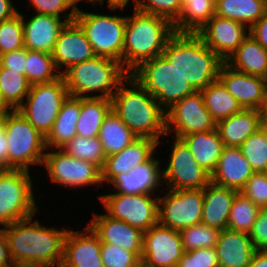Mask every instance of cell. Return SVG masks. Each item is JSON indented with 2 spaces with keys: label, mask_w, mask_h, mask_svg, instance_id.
<instances>
[{
  "label": "cell",
  "mask_w": 267,
  "mask_h": 267,
  "mask_svg": "<svg viewBox=\"0 0 267 267\" xmlns=\"http://www.w3.org/2000/svg\"><path fill=\"white\" fill-rule=\"evenodd\" d=\"M27 49H17L0 55V65L3 68L11 71H19L20 74L25 75Z\"/></svg>",
  "instance_id": "50"
},
{
  "label": "cell",
  "mask_w": 267,
  "mask_h": 267,
  "mask_svg": "<svg viewBox=\"0 0 267 267\" xmlns=\"http://www.w3.org/2000/svg\"><path fill=\"white\" fill-rule=\"evenodd\" d=\"M75 21L84 30L96 56L122 63L127 16L84 12L77 8Z\"/></svg>",
  "instance_id": "8"
},
{
  "label": "cell",
  "mask_w": 267,
  "mask_h": 267,
  "mask_svg": "<svg viewBox=\"0 0 267 267\" xmlns=\"http://www.w3.org/2000/svg\"><path fill=\"white\" fill-rule=\"evenodd\" d=\"M249 236L256 250H267V208H260Z\"/></svg>",
  "instance_id": "49"
},
{
  "label": "cell",
  "mask_w": 267,
  "mask_h": 267,
  "mask_svg": "<svg viewBox=\"0 0 267 267\" xmlns=\"http://www.w3.org/2000/svg\"><path fill=\"white\" fill-rule=\"evenodd\" d=\"M22 14L0 22V55L24 48Z\"/></svg>",
  "instance_id": "43"
},
{
  "label": "cell",
  "mask_w": 267,
  "mask_h": 267,
  "mask_svg": "<svg viewBox=\"0 0 267 267\" xmlns=\"http://www.w3.org/2000/svg\"><path fill=\"white\" fill-rule=\"evenodd\" d=\"M184 251L216 247L220 230L205 224H196L180 231Z\"/></svg>",
  "instance_id": "41"
},
{
  "label": "cell",
  "mask_w": 267,
  "mask_h": 267,
  "mask_svg": "<svg viewBox=\"0 0 267 267\" xmlns=\"http://www.w3.org/2000/svg\"><path fill=\"white\" fill-rule=\"evenodd\" d=\"M24 17L22 14L25 48L52 54L60 32L68 22L53 15L38 13L27 21Z\"/></svg>",
  "instance_id": "24"
},
{
  "label": "cell",
  "mask_w": 267,
  "mask_h": 267,
  "mask_svg": "<svg viewBox=\"0 0 267 267\" xmlns=\"http://www.w3.org/2000/svg\"><path fill=\"white\" fill-rule=\"evenodd\" d=\"M259 211L251 199L238 192L232 202L227 228L249 234Z\"/></svg>",
  "instance_id": "39"
},
{
  "label": "cell",
  "mask_w": 267,
  "mask_h": 267,
  "mask_svg": "<svg viewBox=\"0 0 267 267\" xmlns=\"http://www.w3.org/2000/svg\"><path fill=\"white\" fill-rule=\"evenodd\" d=\"M87 224L99 237L101 243L119 245L125 250L136 253L140 258L143 248V232L125 221L112 218L106 214L93 213Z\"/></svg>",
  "instance_id": "21"
},
{
  "label": "cell",
  "mask_w": 267,
  "mask_h": 267,
  "mask_svg": "<svg viewBox=\"0 0 267 267\" xmlns=\"http://www.w3.org/2000/svg\"><path fill=\"white\" fill-rule=\"evenodd\" d=\"M31 88L26 75L11 71L0 65V92L12 110H17L25 101Z\"/></svg>",
  "instance_id": "37"
},
{
  "label": "cell",
  "mask_w": 267,
  "mask_h": 267,
  "mask_svg": "<svg viewBox=\"0 0 267 267\" xmlns=\"http://www.w3.org/2000/svg\"><path fill=\"white\" fill-rule=\"evenodd\" d=\"M263 0H216L215 15L243 23L248 29L265 13Z\"/></svg>",
  "instance_id": "35"
},
{
  "label": "cell",
  "mask_w": 267,
  "mask_h": 267,
  "mask_svg": "<svg viewBox=\"0 0 267 267\" xmlns=\"http://www.w3.org/2000/svg\"><path fill=\"white\" fill-rule=\"evenodd\" d=\"M139 0L135 10L158 15L168 19L172 24L179 18L183 3L181 0Z\"/></svg>",
  "instance_id": "45"
},
{
  "label": "cell",
  "mask_w": 267,
  "mask_h": 267,
  "mask_svg": "<svg viewBox=\"0 0 267 267\" xmlns=\"http://www.w3.org/2000/svg\"><path fill=\"white\" fill-rule=\"evenodd\" d=\"M249 35L267 49V9L264 15L249 28Z\"/></svg>",
  "instance_id": "51"
},
{
  "label": "cell",
  "mask_w": 267,
  "mask_h": 267,
  "mask_svg": "<svg viewBox=\"0 0 267 267\" xmlns=\"http://www.w3.org/2000/svg\"><path fill=\"white\" fill-rule=\"evenodd\" d=\"M247 28L241 22L214 15L196 34L225 62L249 35Z\"/></svg>",
  "instance_id": "17"
},
{
  "label": "cell",
  "mask_w": 267,
  "mask_h": 267,
  "mask_svg": "<svg viewBox=\"0 0 267 267\" xmlns=\"http://www.w3.org/2000/svg\"><path fill=\"white\" fill-rule=\"evenodd\" d=\"M12 263L13 261L9 253L6 239L5 226H2V228H0V267H6Z\"/></svg>",
  "instance_id": "52"
},
{
  "label": "cell",
  "mask_w": 267,
  "mask_h": 267,
  "mask_svg": "<svg viewBox=\"0 0 267 267\" xmlns=\"http://www.w3.org/2000/svg\"><path fill=\"white\" fill-rule=\"evenodd\" d=\"M200 91L204 105L216 123L237 114L243 109L219 79Z\"/></svg>",
  "instance_id": "36"
},
{
  "label": "cell",
  "mask_w": 267,
  "mask_h": 267,
  "mask_svg": "<svg viewBox=\"0 0 267 267\" xmlns=\"http://www.w3.org/2000/svg\"><path fill=\"white\" fill-rule=\"evenodd\" d=\"M32 182L29 171L0 170V225L7 226L36 215Z\"/></svg>",
  "instance_id": "9"
},
{
  "label": "cell",
  "mask_w": 267,
  "mask_h": 267,
  "mask_svg": "<svg viewBox=\"0 0 267 267\" xmlns=\"http://www.w3.org/2000/svg\"><path fill=\"white\" fill-rule=\"evenodd\" d=\"M254 173L239 147L224 146L211 182L240 192Z\"/></svg>",
  "instance_id": "25"
},
{
  "label": "cell",
  "mask_w": 267,
  "mask_h": 267,
  "mask_svg": "<svg viewBox=\"0 0 267 267\" xmlns=\"http://www.w3.org/2000/svg\"><path fill=\"white\" fill-rule=\"evenodd\" d=\"M32 6H34L36 13L53 15L59 18L61 12L64 13L65 21L73 22L75 21V16L77 12V6H75L71 0H29ZM69 13H65L66 10L70 9Z\"/></svg>",
  "instance_id": "46"
},
{
  "label": "cell",
  "mask_w": 267,
  "mask_h": 267,
  "mask_svg": "<svg viewBox=\"0 0 267 267\" xmlns=\"http://www.w3.org/2000/svg\"><path fill=\"white\" fill-rule=\"evenodd\" d=\"M262 119L267 122V97L261 109Z\"/></svg>",
  "instance_id": "59"
},
{
  "label": "cell",
  "mask_w": 267,
  "mask_h": 267,
  "mask_svg": "<svg viewBox=\"0 0 267 267\" xmlns=\"http://www.w3.org/2000/svg\"><path fill=\"white\" fill-rule=\"evenodd\" d=\"M81 98L69 95L63 102L51 131L45 137L47 150L62 148L77 135L76 127L80 116Z\"/></svg>",
  "instance_id": "30"
},
{
  "label": "cell",
  "mask_w": 267,
  "mask_h": 267,
  "mask_svg": "<svg viewBox=\"0 0 267 267\" xmlns=\"http://www.w3.org/2000/svg\"><path fill=\"white\" fill-rule=\"evenodd\" d=\"M101 259L104 267H140L141 258L119 245L101 243Z\"/></svg>",
  "instance_id": "44"
},
{
  "label": "cell",
  "mask_w": 267,
  "mask_h": 267,
  "mask_svg": "<svg viewBox=\"0 0 267 267\" xmlns=\"http://www.w3.org/2000/svg\"><path fill=\"white\" fill-rule=\"evenodd\" d=\"M162 55L186 81L200 91L218 80L224 61L194 33H174Z\"/></svg>",
  "instance_id": "3"
},
{
  "label": "cell",
  "mask_w": 267,
  "mask_h": 267,
  "mask_svg": "<svg viewBox=\"0 0 267 267\" xmlns=\"http://www.w3.org/2000/svg\"><path fill=\"white\" fill-rule=\"evenodd\" d=\"M98 138L107 157L119 153L138 137L111 110L100 127Z\"/></svg>",
  "instance_id": "34"
},
{
  "label": "cell",
  "mask_w": 267,
  "mask_h": 267,
  "mask_svg": "<svg viewBox=\"0 0 267 267\" xmlns=\"http://www.w3.org/2000/svg\"><path fill=\"white\" fill-rule=\"evenodd\" d=\"M111 103L112 111L137 137L151 138L160 144V137L167 135L164 108L130 75L119 85Z\"/></svg>",
  "instance_id": "2"
},
{
  "label": "cell",
  "mask_w": 267,
  "mask_h": 267,
  "mask_svg": "<svg viewBox=\"0 0 267 267\" xmlns=\"http://www.w3.org/2000/svg\"><path fill=\"white\" fill-rule=\"evenodd\" d=\"M184 253L178 230L157 223L143 234L141 263L144 267H177Z\"/></svg>",
  "instance_id": "16"
},
{
  "label": "cell",
  "mask_w": 267,
  "mask_h": 267,
  "mask_svg": "<svg viewBox=\"0 0 267 267\" xmlns=\"http://www.w3.org/2000/svg\"><path fill=\"white\" fill-rule=\"evenodd\" d=\"M61 149L70 156L95 164L100 169H102L106 158L98 137L87 138L76 135Z\"/></svg>",
  "instance_id": "40"
},
{
  "label": "cell",
  "mask_w": 267,
  "mask_h": 267,
  "mask_svg": "<svg viewBox=\"0 0 267 267\" xmlns=\"http://www.w3.org/2000/svg\"><path fill=\"white\" fill-rule=\"evenodd\" d=\"M203 203V189H167L158 198V223L178 231L200 224Z\"/></svg>",
  "instance_id": "12"
},
{
  "label": "cell",
  "mask_w": 267,
  "mask_h": 267,
  "mask_svg": "<svg viewBox=\"0 0 267 267\" xmlns=\"http://www.w3.org/2000/svg\"><path fill=\"white\" fill-rule=\"evenodd\" d=\"M18 13L12 0H0V22L11 19Z\"/></svg>",
  "instance_id": "54"
},
{
  "label": "cell",
  "mask_w": 267,
  "mask_h": 267,
  "mask_svg": "<svg viewBox=\"0 0 267 267\" xmlns=\"http://www.w3.org/2000/svg\"><path fill=\"white\" fill-rule=\"evenodd\" d=\"M216 0H186L179 18L173 23L175 33L196 34L214 15Z\"/></svg>",
  "instance_id": "33"
},
{
  "label": "cell",
  "mask_w": 267,
  "mask_h": 267,
  "mask_svg": "<svg viewBox=\"0 0 267 267\" xmlns=\"http://www.w3.org/2000/svg\"><path fill=\"white\" fill-rule=\"evenodd\" d=\"M25 66V75L31 85L51 82L61 76L50 53L27 49Z\"/></svg>",
  "instance_id": "38"
},
{
  "label": "cell",
  "mask_w": 267,
  "mask_h": 267,
  "mask_svg": "<svg viewBox=\"0 0 267 267\" xmlns=\"http://www.w3.org/2000/svg\"><path fill=\"white\" fill-rule=\"evenodd\" d=\"M95 56L92 45L81 26L76 21L67 23L60 32L52 53L57 70L62 74L70 66Z\"/></svg>",
  "instance_id": "19"
},
{
  "label": "cell",
  "mask_w": 267,
  "mask_h": 267,
  "mask_svg": "<svg viewBox=\"0 0 267 267\" xmlns=\"http://www.w3.org/2000/svg\"><path fill=\"white\" fill-rule=\"evenodd\" d=\"M45 152L42 166L52 182L66 187L100 185L101 169L95 164L68 155L63 149Z\"/></svg>",
  "instance_id": "13"
},
{
  "label": "cell",
  "mask_w": 267,
  "mask_h": 267,
  "mask_svg": "<svg viewBox=\"0 0 267 267\" xmlns=\"http://www.w3.org/2000/svg\"><path fill=\"white\" fill-rule=\"evenodd\" d=\"M215 248L219 267H248L257 251L248 233L228 228L220 231Z\"/></svg>",
  "instance_id": "26"
},
{
  "label": "cell",
  "mask_w": 267,
  "mask_h": 267,
  "mask_svg": "<svg viewBox=\"0 0 267 267\" xmlns=\"http://www.w3.org/2000/svg\"><path fill=\"white\" fill-rule=\"evenodd\" d=\"M78 231L68 230L60 267H104L99 237L88 225Z\"/></svg>",
  "instance_id": "20"
},
{
  "label": "cell",
  "mask_w": 267,
  "mask_h": 267,
  "mask_svg": "<svg viewBox=\"0 0 267 267\" xmlns=\"http://www.w3.org/2000/svg\"><path fill=\"white\" fill-rule=\"evenodd\" d=\"M218 79L244 109L261 110L267 97V80L239 72L225 62Z\"/></svg>",
  "instance_id": "18"
},
{
  "label": "cell",
  "mask_w": 267,
  "mask_h": 267,
  "mask_svg": "<svg viewBox=\"0 0 267 267\" xmlns=\"http://www.w3.org/2000/svg\"><path fill=\"white\" fill-rule=\"evenodd\" d=\"M248 267H267V250H257Z\"/></svg>",
  "instance_id": "55"
},
{
  "label": "cell",
  "mask_w": 267,
  "mask_h": 267,
  "mask_svg": "<svg viewBox=\"0 0 267 267\" xmlns=\"http://www.w3.org/2000/svg\"><path fill=\"white\" fill-rule=\"evenodd\" d=\"M240 192L259 208H267V177L263 172H255Z\"/></svg>",
  "instance_id": "48"
},
{
  "label": "cell",
  "mask_w": 267,
  "mask_h": 267,
  "mask_svg": "<svg viewBox=\"0 0 267 267\" xmlns=\"http://www.w3.org/2000/svg\"><path fill=\"white\" fill-rule=\"evenodd\" d=\"M237 193L236 190L212 182L204 187L201 223L220 231L226 229L232 202Z\"/></svg>",
  "instance_id": "27"
},
{
  "label": "cell",
  "mask_w": 267,
  "mask_h": 267,
  "mask_svg": "<svg viewBox=\"0 0 267 267\" xmlns=\"http://www.w3.org/2000/svg\"><path fill=\"white\" fill-rule=\"evenodd\" d=\"M158 145V142L151 138L138 137L119 153L107 156L101 169L102 183H109L116 175L128 173L148 161Z\"/></svg>",
  "instance_id": "22"
},
{
  "label": "cell",
  "mask_w": 267,
  "mask_h": 267,
  "mask_svg": "<svg viewBox=\"0 0 267 267\" xmlns=\"http://www.w3.org/2000/svg\"><path fill=\"white\" fill-rule=\"evenodd\" d=\"M33 218L31 216L5 226L13 263L60 267L68 230L45 227L38 220L32 222Z\"/></svg>",
  "instance_id": "1"
},
{
  "label": "cell",
  "mask_w": 267,
  "mask_h": 267,
  "mask_svg": "<svg viewBox=\"0 0 267 267\" xmlns=\"http://www.w3.org/2000/svg\"><path fill=\"white\" fill-rule=\"evenodd\" d=\"M261 110L242 109L237 114L217 123L216 130L224 146L239 147L250 135L259 130Z\"/></svg>",
  "instance_id": "28"
},
{
  "label": "cell",
  "mask_w": 267,
  "mask_h": 267,
  "mask_svg": "<svg viewBox=\"0 0 267 267\" xmlns=\"http://www.w3.org/2000/svg\"><path fill=\"white\" fill-rule=\"evenodd\" d=\"M265 175H266V177H267V168L265 169V171L263 172Z\"/></svg>",
  "instance_id": "62"
},
{
  "label": "cell",
  "mask_w": 267,
  "mask_h": 267,
  "mask_svg": "<svg viewBox=\"0 0 267 267\" xmlns=\"http://www.w3.org/2000/svg\"><path fill=\"white\" fill-rule=\"evenodd\" d=\"M61 75L71 96L111 99L119 85L130 74L119 61L95 56L90 60L70 66ZM93 92L96 95H93Z\"/></svg>",
  "instance_id": "5"
},
{
  "label": "cell",
  "mask_w": 267,
  "mask_h": 267,
  "mask_svg": "<svg viewBox=\"0 0 267 267\" xmlns=\"http://www.w3.org/2000/svg\"><path fill=\"white\" fill-rule=\"evenodd\" d=\"M8 169V142L4 127L0 123V170Z\"/></svg>",
  "instance_id": "53"
},
{
  "label": "cell",
  "mask_w": 267,
  "mask_h": 267,
  "mask_svg": "<svg viewBox=\"0 0 267 267\" xmlns=\"http://www.w3.org/2000/svg\"><path fill=\"white\" fill-rule=\"evenodd\" d=\"M111 110V99L81 98L80 116L76 127L77 135L87 138L98 137L100 127Z\"/></svg>",
  "instance_id": "32"
},
{
  "label": "cell",
  "mask_w": 267,
  "mask_h": 267,
  "mask_svg": "<svg viewBox=\"0 0 267 267\" xmlns=\"http://www.w3.org/2000/svg\"><path fill=\"white\" fill-rule=\"evenodd\" d=\"M259 130L262 132L265 140L267 141V122L261 119Z\"/></svg>",
  "instance_id": "58"
},
{
  "label": "cell",
  "mask_w": 267,
  "mask_h": 267,
  "mask_svg": "<svg viewBox=\"0 0 267 267\" xmlns=\"http://www.w3.org/2000/svg\"><path fill=\"white\" fill-rule=\"evenodd\" d=\"M12 109L4 101L2 94L0 92V122L5 118V116L10 113Z\"/></svg>",
  "instance_id": "57"
},
{
  "label": "cell",
  "mask_w": 267,
  "mask_h": 267,
  "mask_svg": "<svg viewBox=\"0 0 267 267\" xmlns=\"http://www.w3.org/2000/svg\"><path fill=\"white\" fill-rule=\"evenodd\" d=\"M106 0H100L99 4L102 6ZM131 0H107L108 8L111 9V11H115L116 9L124 10L127 4H129ZM139 0H133L134 2V9H136V6L138 4Z\"/></svg>",
  "instance_id": "56"
},
{
  "label": "cell",
  "mask_w": 267,
  "mask_h": 267,
  "mask_svg": "<svg viewBox=\"0 0 267 267\" xmlns=\"http://www.w3.org/2000/svg\"><path fill=\"white\" fill-rule=\"evenodd\" d=\"M171 155L165 169L163 183L171 190L203 189L211 182V175L193 157L190 148L180 138L173 140Z\"/></svg>",
  "instance_id": "15"
},
{
  "label": "cell",
  "mask_w": 267,
  "mask_h": 267,
  "mask_svg": "<svg viewBox=\"0 0 267 267\" xmlns=\"http://www.w3.org/2000/svg\"><path fill=\"white\" fill-rule=\"evenodd\" d=\"M177 267H219L217 250L212 247L187 251L182 255Z\"/></svg>",
  "instance_id": "47"
},
{
  "label": "cell",
  "mask_w": 267,
  "mask_h": 267,
  "mask_svg": "<svg viewBox=\"0 0 267 267\" xmlns=\"http://www.w3.org/2000/svg\"><path fill=\"white\" fill-rule=\"evenodd\" d=\"M8 142V169L29 171L30 165H42L45 137L17 110H12L0 122Z\"/></svg>",
  "instance_id": "7"
},
{
  "label": "cell",
  "mask_w": 267,
  "mask_h": 267,
  "mask_svg": "<svg viewBox=\"0 0 267 267\" xmlns=\"http://www.w3.org/2000/svg\"><path fill=\"white\" fill-rule=\"evenodd\" d=\"M155 194L109 193L99 195L106 215L125 221L145 233L158 223V198Z\"/></svg>",
  "instance_id": "11"
},
{
  "label": "cell",
  "mask_w": 267,
  "mask_h": 267,
  "mask_svg": "<svg viewBox=\"0 0 267 267\" xmlns=\"http://www.w3.org/2000/svg\"><path fill=\"white\" fill-rule=\"evenodd\" d=\"M83 1V0H71V2L76 6L78 4V2ZM85 1V0H84ZM88 2L91 3V5L93 4V6H96V2L97 4H99L100 0H86Z\"/></svg>",
  "instance_id": "61"
},
{
  "label": "cell",
  "mask_w": 267,
  "mask_h": 267,
  "mask_svg": "<svg viewBox=\"0 0 267 267\" xmlns=\"http://www.w3.org/2000/svg\"><path fill=\"white\" fill-rule=\"evenodd\" d=\"M181 139L190 148L195 161L211 175L224 147L218 131L191 133Z\"/></svg>",
  "instance_id": "31"
},
{
  "label": "cell",
  "mask_w": 267,
  "mask_h": 267,
  "mask_svg": "<svg viewBox=\"0 0 267 267\" xmlns=\"http://www.w3.org/2000/svg\"><path fill=\"white\" fill-rule=\"evenodd\" d=\"M231 68L267 80V49L248 35L225 61Z\"/></svg>",
  "instance_id": "29"
},
{
  "label": "cell",
  "mask_w": 267,
  "mask_h": 267,
  "mask_svg": "<svg viewBox=\"0 0 267 267\" xmlns=\"http://www.w3.org/2000/svg\"><path fill=\"white\" fill-rule=\"evenodd\" d=\"M130 76L153 95L165 111L196 91L163 55L143 62Z\"/></svg>",
  "instance_id": "6"
},
{
  "label": "cell",
  "mask_w": 267,
  "mask_h": 267,
  "mask_svg": "<svg viewBox=\"0 0 267 267\" xmlns=\"http://www.w3.org/2000/svg\"><path fill=\"white\" fill-rule=\"evenodd\" d=\"M239 149L250 162L254 172L265 171L267 168V141L260 130L250 135L239 146Z\"/></svg>",
  "instance_id": "42"
},
{
  "label": "cell",
  "mask_w": 267,
  "mask_h": 267,
  "mask_svg": "<svg viewBox=\"0 0 267 267\" xmlns=\"http://www.w3.org/2000/svg\"><path fill=\"white\" fill-rule=\"evenodd\" d=\"M69 95L61 75L54 81L31 85L26 100L17 111L46 137L52 129L63 102Z\"/></svg>",
  "instance_id": "10"
},
{
  "label": "cell",
  "mask_w": 267,
  "mask_h": 267,
  "mask_svg": "<svg viewBox=\"0 0 267 267\" xmlns=\"http://www.w3.org/2000/svg\"><path fill=\"white\" fill-rule=\"evenodd\" d=\"M160 161L154 155L146 162L136 166L128 173L116 175L108 184L113 185L116 193L154 194L163 185Z\"/></svg>",
  "instance_id": "23"
},
{
  "label": "cell",
  "mask_w": 267,
  "mask_h": 267,
  "mask_svg": "<svg viewBox=\"0 0 267 267\" xmlns=\"http://www.w3.org/2000/svg\"><path fill=\"white\" fill-rule=\"evenodd\" d=\"M165 112L167 136L175 131V138L181 139L191 133L216 130L217 123L205 107L201 91L187 95Z\"/></svg>",
  "instance_id": "14"
},
{
  "label": "cell",
  "mask_w": 267,
  "mask_h": 267,
  "mask_svg": "<svg viewBox=\"0 0 267 267\" xmlns=\"http://www.w3.org/2000/svg\"><path fill=\"white\" fill-rule=\"evenodd\" d=\"M6 267H40V266L31 265V264H23V263H12Z\"/></svg>",
  "instance_id": "60"
},
{
  "label": "cell",
  "mask_w": 267,
  "mask_h": 267,
  "mask_svg": "<svg viewBox=\"0 0 267 267\" xmlns=\"http://www.w3.org/2000/svg\"><path fill=\"white\" fill-rule=\"evenodd\" d=\"M166 18L135 10L127 16L123 68L130 74L143 62L162 55L168 39L174 34Z\"/></svg>",
  "instance_id": "4"
}]
</instances>
